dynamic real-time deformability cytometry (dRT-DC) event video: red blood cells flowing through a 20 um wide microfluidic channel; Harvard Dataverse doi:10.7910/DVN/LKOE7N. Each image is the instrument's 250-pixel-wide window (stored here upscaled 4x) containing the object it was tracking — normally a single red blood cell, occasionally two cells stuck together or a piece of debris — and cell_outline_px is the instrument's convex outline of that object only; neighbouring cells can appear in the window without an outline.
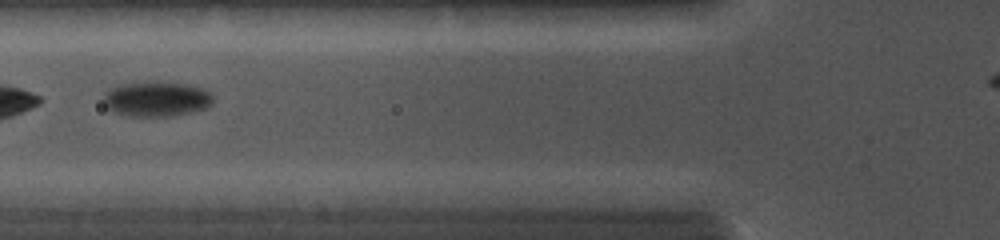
{"species": "common noctule bat (a hibernating species)", "species_latin": "Nyctalus noctula", "temperature_condition": "cold", "stored_images_in_passage": 14, "camera_frame_rate_fps": 5000, "um_per_image_px": 0.085, "animal": {"sex": "female", "body_mass_g": 19.0, "forearm_length_mm": 56.7}, "frame": {"image": 1, "passage_image": 3, "time_ms": 1.2, "image_size_px": [1000, 240], "cell_outline_px": [[212, 104], [204, 108], [172, 116], [128, 116], [112, 112], [104, 104], [104, 96], [108, 88], [120, 84], [152, 80], [184, 84], [204, 88], [212, 96]], "centroid_in_image_um": [13.24, 8.39], "position_along_channel_um": 112.6, "area_um2": 22.54}}
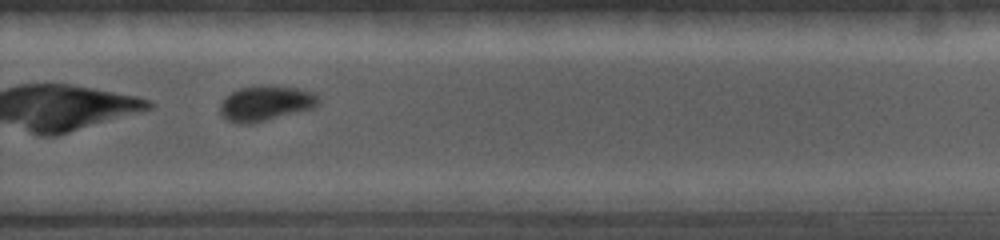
{"frame": {"image": 2, "passage_image": 10, "time_ms": 5.6, "image_size_px": [1000, 240], "cell_outline_px": [[320, 104], [316, 108], [252, 124], [236, 124], [228, 120], [220, 112], [220, 104], [232, 92], [240, 88], [300, 88], [312, 92], [320, 100]], "centroid_in_image_um": [22.62, 8.85], "position_along_channel_um": 307.2, "area_um2": 19.59}}
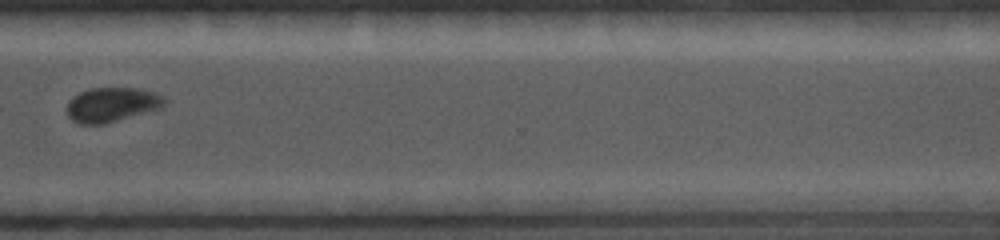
{"frame": {"image": 3, "passage_image": 12, "time_ms": 6.8, "image_size_px": [1000, 240], "cell_outline_px": [[168, 100], [160, 108], [104, 124], [76, 124], [68, 116], [68, 100], [72, 96], [80, 92], [92, 88], [136, 88], [156, 92], [164, 96]], "centroid_in_image_um": [9.51, 8.89], "position_along_channel_um": 361.1, "area_um2": 19.65}}